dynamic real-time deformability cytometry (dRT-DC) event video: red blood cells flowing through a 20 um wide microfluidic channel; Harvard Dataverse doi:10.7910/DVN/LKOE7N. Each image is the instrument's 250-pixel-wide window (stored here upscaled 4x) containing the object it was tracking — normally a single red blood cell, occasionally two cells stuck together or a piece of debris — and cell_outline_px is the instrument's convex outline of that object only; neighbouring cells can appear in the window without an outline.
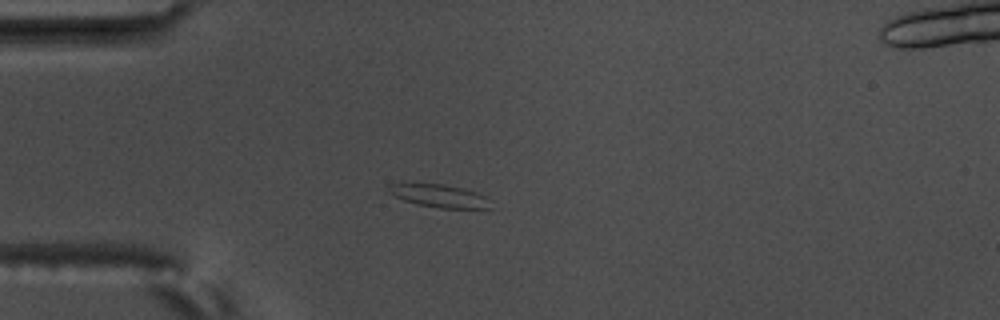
{"species": "common noctule bat (a hibernating species)", "species_latin": "Nyctalus noctula", "temperature_condition": "warm", "stored_images_in_passage": 5, "camera_frame_rate_fps": 3000, "um_per_image_px": 0.085, "animal": {"sex": "male", "body_mass_g": 17.5, "forearm_length_mm": 52.3}, "frame": {"image": 1, "passage_image": 4, "time_ms": 1.0, "image_size_px": [1000, 320], "cell_outline_px": [[492, 208], [440, 208], [416, 204], [404, 200], [388, 192], [388, 184], [444, 184], [464, 188], [488, 196]], "centroid_in_image_um": [37.4, 16.65], "position_along_channel_um": 47.6, "area_um2": 13.58}}